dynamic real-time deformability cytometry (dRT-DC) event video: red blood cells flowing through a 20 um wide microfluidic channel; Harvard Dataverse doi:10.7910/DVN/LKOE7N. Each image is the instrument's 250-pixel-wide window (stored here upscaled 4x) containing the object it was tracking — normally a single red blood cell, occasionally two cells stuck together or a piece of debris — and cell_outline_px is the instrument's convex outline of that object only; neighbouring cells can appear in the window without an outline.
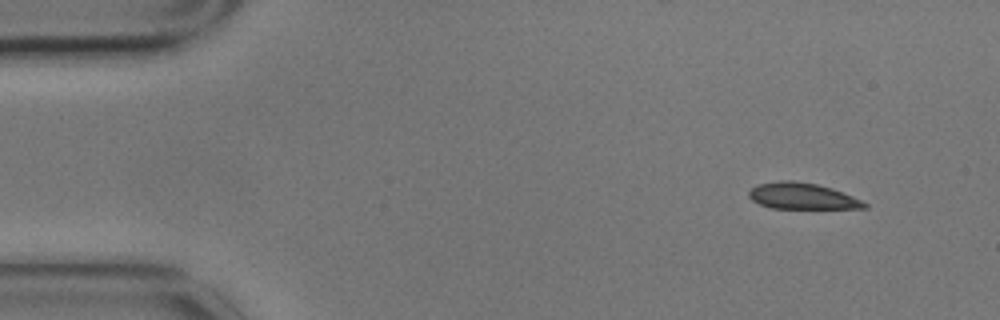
{"species": "common noctule bat (a hibernating species)", "species_latin": "Nyctalus noctula", "temperature_condition": "cold", "stored_images_in_passage": 2, "camera_frame_rate_fps": 3000, "um_per_image_px": 0.085, "animal": {"sex": "male", "body_mass_g": 17.9}, "frame": {"image": 1, "passage_image": 1, "time_ms": 0.0, "image_size_px": [1000, 320], "cell_outline_px": [[868, 208], [772, 208], [760, 204], [752, 200], [748, 196], [748, 192], [752, 188], [760, 184], [780, 180], [792, 180], [816, 184], [832, 188], [852, 196], [868, 204]], "centroid_in_image_um": [68.17, 16.66], "position_along_channel_um": 16.8, "area_um2": 17.46}}